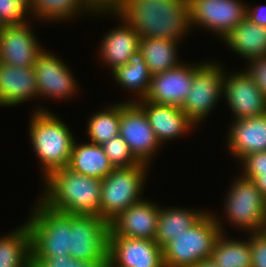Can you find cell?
<instances>
[{"label":"cell","mask_w":266,"mask_h":267,"mask_svg":"<svg viewBox=\"0 0 266 267\" xmlns=\"http://www.w3.org/2000/svg\"><path fill=\"white\" fill-rule=\"evenodd\" d=\"M115 12L140 38L180 42L192 29L188 0H125Z\"/></svg>","instance_id":"cell-1"},{"label":"cell","mask_w":266,"mask_h":267,"mask_svg":"<svg viewBox=\"0 0 266 267\" xmlns=\"http://www.w3.org/2000/svg\"><path fill=\"white\" fill-rule=\"evenodd\" d=\"M49 111L36 108L29 125L30 142L42 165L44 179L68 166L75 141L68 125Z\"/></svg>","instance_id":"cell-3"},{"label":"cell","mask_w":266,"mask_h":267,"mask_svg":"<svg viewBox=\"0 0 266 267\" xmlns=\"http://www.w3.org/2000/svg\"><path fill=\"white\" fill-rule=\"evenodd\" d=\"M211 62V63H210ZM202 63L194 72V80L181 110L197 125L223 97L224 70L213 61Z\"/></svg>","instance_id":"cell-8"},{"label":"cell","mask_w":266,"mask_h":267,"mask_svg":"<svg viewBox=\"0 0 266 267\" xmlns=\"http://www.w3.org/2000/svg\"><path fill=\"white\" fill-rule=\"evenodd\" d=\"M110 267H165L163 248L154 240L108 236Z\"/></svg>","instance_id":"cell-12"},{"label":"cell","mask_w":266,"mask_h":267,"mask_svg":"<svg viewBox=\"0 0 266 267\" xmlns=\"http://www.w3.org/2000/svg\"><path fill=\"white\" fill-rule=\"evenodd\" d=\"M107 13L118 16L122 21L121 26L110 30L100 43V58L104 60L113 72L118 67L129 62L134 52L139 50L140 36L131 25L122 19L115 11H107Z\"/></svg>","instance_id":"cell-21"},{"label":"cell","mask_w":266,"mask_h":267,"mask_svg":"<svg viewBox=\"0 0 266 267\" xmlns=\"http://www.w3.org/2000/svg\"><path fill=\"white\" fill-rule=\"evenodd\" d=\"M19 3H21L28 11L30 10L31 7V1L32 0H16Z\"/></svg>","instance_id":"cell-41"},{"label":"cell","mask_w":266,"mask_h":267,"mask_svg":"<svg viewBox=\"0 0 266 267\" xmlns=\"http://www.w3.org/2000/svg\"><path fill=\"white\" fill-rule=\"evenodd\" d=\"M160 206L142 200L119 213L109 222L108 236H126L154 240Z\"/></svg>","instance_id":"cell-17"},{"label":"cell","mask_w":266,"mask_h":267,"mask_svg":"<svg viewBox=\"0 0 266 267\" xmlns=\"http://www.w3.org/2000/svg\"><path fill=\"white\" fill-rule=\"evenodd\" d=\"M69 169L88 177L103 180L114 169L101 145L87 142L76 143L72 146V152L67 166Z\"/></svg>","instance_id":"cell-23"},{"label":"cell","mask_w":266,"mask_h":267,"mask_svg":"<svg viewBox=\"0 0 266 267\" xmlns=\"http://www.w3.org/2000/svg\"><path fill=\"white\" fill-rule=\"evenodd\" d=\"M247 74L252 78L266 99V57H259L249 60Z\"/></svg>","instance_id":"cell-36"},{"label":"cell","mask_w":266,"mask_h":267,"mask_svg":"<svg viewBox=\"0 0 266 267\" xmlns=\"http://www.w3.org/2000/svg\"><path fill=\"white\" fill-rule=\"evenodd\" d=\"M101 146L114 168H128L140 164L120 135L114 136Z\"/></svg>","instance_id":"cell-31"},{"label":"cell","mask_w":266,"mask_h":267,"mask_svg":"<svg viewBox=\"0 0 266 267\" xmlns=\"http://www.w3.org/2000/svg\"><path fill=\"white\" fill-rule=\"evenodd\" d=\"M112 75L122 88L134 91L139 100L148 94L152 75L140 50L134 52L129 62L114 70Z\"/></svg>","instance_id":"cell-27"},{"label":"cell","mask_w":266,"mask_h":267,"mask_svg":"<svg viewBox=\"0 0 266 267\" xmlns=\"http://www.w3.org/2000/svg\"><path fill=\"white\" fill-rule=\"evenodd\" d=\"M261 233H263L266 236V220H265V222L263 224Z\"/></svg>","instance_id":"cell-42"},{"label":"cell","mask_w":266,"mask_h":267,"mask_svg":"<svg viewBox=\"0 0 266 267\" xmlns=\"http://www.w3.org/2000/svg\"><path fill=\"white\" fill-rule=\"evenodd\" d=\"M240 161L244 169L242 176L245 178L252 179L254 176L266 172V151L250 153Z\"/></svg>","instance_id":"cell-34"},{"label":"cell","mask_w":266,"mask_h":267,"mask_svg":"<svg viewBox=\"0 0 266 267\" xmlns=\"http://www.w3.org/2000/svg\"><path fill=\"white\" fill-rule=\"evenodd\" d=\"M85 1H86L87 5H88V7H89V0H85Z\"/></svg>","instance_id":"cell-43"},{"label":"cell","mask_w":266,"mask_h":267,"mask_svg":"<svg viewBox=\"0 0 266 267\" xmlns=\"http://www.w3.org/2000/svg\"><path fill=\"white\" fill-rule=\"evenodd\" d=\"M215 215L206 213L163 247L165 267H193L199 260L210 258L224 226ZM223 227V228H222Z\"/></svg>","instance_id":"cell-4"},{"label":"cell","mask_w":266,"mask_h":267,"mask_svg":"<svg viewBox=\"0 0 266 267\" xmlns=\"http://www.w3.org/2000/svg\"><path fill=\"white\" fill-rule=\"evenodd\" d=\"M178 42L163 38H140L139 50L151 75L178 67Z\"/></svg>","instance_id":"cell-25"},{"label":"cell","mask_w":266,"mask_h":267,"mask_svg":"<svg viewBox=\"0 0 266 267\" xmlns=\"http://www.w3.org/2000/svg\"><path fill=\"white\" fill-rule=\"evenodd\" d=\"M193 267H222L219 266L212 257L199 260Z\"/></svg>","instance_id":"cell-40"},{"label":"cell","mask_w":266,"mask_h":267,"mask_svg":"<svg viewBox=\"0 0 266 267\" xmlns=\"http://www.w3.org/2000/svg\"><path fill=\"white\" fill-rule=\"evenodd\" d=\"M191 27L201 26L224 38L245 17L247 4L240 0H188ZM242 2V3H241Z\"/></svg>","instance_id":"cell-11"},{"label":"cell","mask_w":266,"mask_h":267,"mask_svg":"<svg viewBox=\"0 0 266 267\" xmlns=\"http://www.w3.org/2000/svg\"><path fill=\"white\" fill-rule=\"evenodd\" d=\"M149 165L140 163L128 168H114L102 180L100 217L108 223L119 213L143 200Z\"/></svg>","instance_id":"cell-6"},{"label":"cell","mask_w":266,"mask_h":267,"mask_svg":"<svg viewBox=\"0 0 266 267\" xmlns=\"http://www.w3.org/2000/svg\"><path fill=\"white\" fill-rule=\"evenodd\" d=\"M29 11L16 0H0V26L22 25L28 22Z\"/></svg>","instance_id":"cell-33"},{"label":"cell","mask_w":266,"mask_h":267,"mask_svg":"<svg viewBox=\"0 0 266 267\" xmlns=\"http://www.w3.org/2000/svg\"><path fill=\"white\" fill-rule=\"evenodd\" d=\"M34 73L38 96L52 99L70 98L78 87L70 69L57 56L44 49L36 58ZM74 93V94H73Z\"/></svg>","instance_id":"cell-14"},{"label":"cell","mask_w":266,"mask_h":267,"mask_svg":"<svg viewBox=\"0 0 266 267\" xmlns=\"http://www.w3.org/2000/svg\"><path fill=\"white\" fill-rule=\"evenodd\" d=\"M221 232L212 252L213 260L222 267H252L251 248L248 241L230 240Z\"/></svg>","instance_id":"cell-29"},{"label":"cell","mask_w":266,"mask_h":267,"mask_svg":"<svg viewBox=\"0 0 266 267\" xmlns=\"http://www.w3.org/2000/svg\"><path fill=\"white\" fill-rule=\"evenodd\" d=\"M39 201L26 222L31 237V257L69 255L72 214L50 209Z\"/></svg>","instance_id":"cell-5"},{"label":"cell","mask_w":266,"mask_h":267,"mask_svg":"<svg viewBox=\"0 0 266 267\" xmlns=\"http://www.w3.org/2000/svg\"><path fill=\"white\" fill-rule=\"evenodd\" d=\"M201 64L181 63L174 69L153 75L144 100L181 108L191 90L194 72Z\"/></svg>","instance_id":"cell-15"},{"label":"cell","mask_w":266,"mask_h":267,"mask_svg":"<svg viewBox=\"0 0 266 267\" xmlns=\"http://www.w3.org/2000/svg\"><path fill=\"white\" fill-rule=\"evenodd\" d=\"M230 125L227 145L230 153L239 162L250 153L266 151V113L237 119Z\"/></svg>","instance_id":"cell-19"},{"label":"cell","mask_w":266,"mask_h":267,"mask_svg":"<svg viewBox=\"0 0 266 267\" xmlns=\"http://www.w3.org/2000/svg\"><path fill=\"white\" fill-rule=\"evenodd\" d=\"M12 232L0 237V267H32L27 223Z\"/></svg>","instance_id":"cell-26"},{"label":"cell","mask_w":266,"mask_h":267,"mask_svg":"<svg viewBox=\"0 0 266 267\" xmlns=\"http://www.w3.org/2000/svg\"><path fill=\"white\" fill-rule=\"evenodd\" d=\"M246 17L257 25L266 27V5L251 8L247 6Z\"/></svg>","instance_id":"cell-38"},{"label":"cell","mask_w":266,"mask_h":267,"mask_svg":"<svg viewBox=\"0 0 266 267\" xmlns=\"http://www.w3.org/2000/svg\"><path fill=\"white\" fill-rule=\"evenodd\" d=\"M230 187L224 201L230 224L251 233L261 232L266 220V199L257 185L241 175Z\"/></svg>","instance_id":"cell-7"},{"label":"cell","mask_w":266,"mask_h":267,"mask_svg":"<svg viewBox=\"0 0 266 267\" xmlns=\"http://www.w3.org/2000/svg\"><path fill=\"white\" fill-rule=\"evenodd\" d=\"M221 40L248 61L266 57V27L257 25L247 17Z\"/></svg>","instance_id":"cell-22"},{"label":"cell","mask_w":266,"mask_h":267,"mask_svg":"<svg viewBox=\"0 0 266 267\" xmlns=\"http://www.w3.org/2000/svg\"><path fill=\"white\" fill-rule=\"evenodd\" d=\"M252 267H266V236L261 232L250 233Z\"/></svg>","instance_id":"cell-35"},{"label":"cell","mask_w":266,"mask_h":267,"mask_svg":"<svg viewBox=\"0 0 266 267\" xmlns=\"http://www.w3.org/2000/svg\"><path fill=\"white\" fill-rule=\"evenodd\" d=\"M120 102L119 135L131 153L140 162L149 165L154 153L162 146L158 141L144 110L136 103ZM158 149V150H157Z\"/></svg>","instance_id":"cell-9"},{"label":"cell","mask_w":266,"mask_h":267,"mask_svg":"<svg viewBox=\"0 0 266 267\" xmlns=\"http://www.w3.org/2000/svg\"><path fill=\"white\" fill-rule=\"evenodd\" d=\"M109 223L96 215L72 214L69 256L78 260H108Z\"/></svg>","instance_id":"cell-10"},{"label":"cell","mask_w":266,"mask_h":267,"mask_svg":"<svg viewBox=\"0 0 266 267\" xmlns=\"http://www.w3.org/2000/svg\"><path fill=\"white\" fill-rule=\"evenodd\" d=\"M30 23L0 27V63L18 67H34L44 50L30 28Z\"/></svg>","instance_id":"cell-16"},{"label":"cell","mask_w":266,"mask_h":267,"mask_svg":"<svg viewBox=\"0 0 266 267\" xmlns=\"http://www.w3.org/2000/svg\"><path fill=\"white\" fill-rule=\"evenodd\" d=\"M224 70L223 97L227 99L235 118L245 119L266 113V99L245 70L226 75Z\"/></svg>","instance_id":"cell-13"},{"label":"cell","mask_w":266,"mask_h":267,"mask_svg":"<svg viewBox=\"0 0 266 267\" xmlns=\"http://www.w3.org/2000/svg\"><path fill=\"white\" fill-rule=\"evenodd\" d=\"M134 101L144 110L150 126L162 145L169 139H176L195 129L196 125L180 107L156 104L144 99L138 100V98L132 102Z\"/></svg>","instance_id":"cell-18"},{"label":"cell","mask_w":266,"mask_h":267,"mask_svg":"<svg viewBox=\"0 0 266 267\" xmlns=\"http://www.w3.org/2000/svg\"><path fill=\"white\" fill-rule=\"evenodd\" d=\"M206 211L186 208H164L160 206L157 230L154 241L163 248L175 236L193 226Z\"/></svg>","instance_id":"cell-24"},{"label":"cell","mask_w":266,"mask_h":267,"mask_svg":"<svg viewBox=\"0 0 266 267\" xmlns=\"http://www.w3.org/2000/svg\"><path fill=\"white\" fill-rule=\"evenodd\" d=\"M125 0H89V8L93 14H107V11H115Z\"/></svg>","instance_id":"cell-37"},{"label":"cell","mask_w":266,"mask_h":267,"mask_svg":"<svg viewBox=\"0 0 266 267\" xmlns=\"http://www.w3.org/2000/svg\"><path fill=\"white\" fill-rule=\"evenodd\" d=\"M44 182L46 189L40 200L50 209L100 216L102 180L64 167L54 171Z\"/></svg>","instance_id":"cell-2"},{"label":"cell","mask_w":266,"mask_h":267,"mask_svg":"<svg viewBox=\"0 0 266 267\" xmlns=\"http://www.w3.org/2000/svg\"><path fill=\"white\" fill-rule=\"evenodd\" d=\"M82 11L93 13L85 0H32L29 13L35 19L54 22L68 20Z\"/></svg>","instance_id":"cell-28"},{"label":"cell","mask_w":266,"mask_h":267,"mask_svg":"<svg viewBox=\"0 0 266 267\" xmlns=\"http://www.w3.org/2000/svg\"><path fill=\"white\" fill-rule=\"evenodd\" d=\"M88 135L91 143L102 145L114 136L119 135L120 104L108 106L97 112L88 121Z\"/></svg>","instance_id":"cell-30"},{"label":"cell","mask_w":266,"mask_h":267,"mask_svg":"<svg viewBox=\"0 0 266 267\" xmlns=\"http://www.w3.org/2000/svg\"><path fill=\"white\" fill-rule=\"evenodd\" d=\"M253 182L257 185L260 193L266 199V172H262V175H256L252 178Z\"/></svg>","instance_id":"cell-39"},{"label":"cell","mask_w":266,"mask_h":267,"mask_svg":"<svg viewBox=\"0 0 266 267\" xmlns=\"http://www.w3.org/2000/svg\"><path fill=\"white\" fill-rule=\"evenodd\" d=\"M37 96L34 67L0 63V106H17Z\"/></svg>","instance_id":"cell-20"},{"label":"cell","mask_w":266,"mask_h":267,"mask_svg":"<svg viewBox=\"0 0 266 267\" xmlns=\"http://www.w3.org/2000/svg\"><path fill=\"white\" fill-rule=\"evenodd\" d=\"M32 267H107L108 260H78L69 255L31 257Z\"/></svg>","instance_id":"cell-32"}]
</instances>
